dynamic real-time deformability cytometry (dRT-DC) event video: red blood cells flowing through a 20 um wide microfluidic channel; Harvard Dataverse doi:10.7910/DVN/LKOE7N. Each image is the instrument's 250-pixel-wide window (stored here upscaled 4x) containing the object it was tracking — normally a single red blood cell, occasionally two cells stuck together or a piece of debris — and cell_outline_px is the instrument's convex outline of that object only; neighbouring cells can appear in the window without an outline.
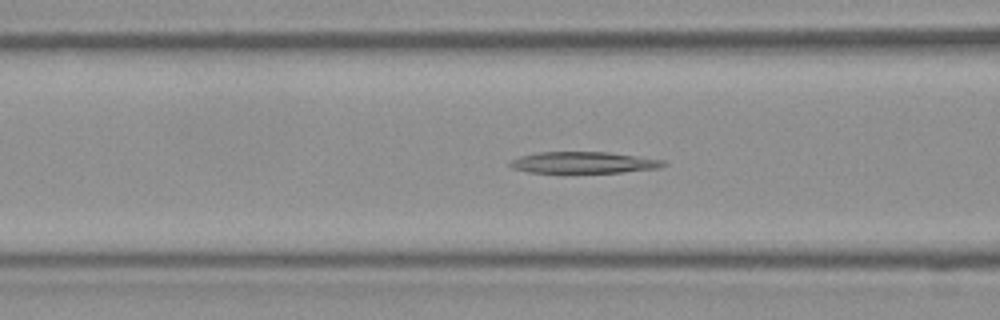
{"species": "Egyptian fruit bat (a non-hibernating species)", "species_latin": "Rousettus aegyptiacus", "temperature_condition": "room temperature", "stored_images_in_passage": 44, "camera_frame_rate_fps": 3000, "um_per_image_px": 0.085, "frame": {"image": 1, "passage_image": 17, "time_ms": 5.333, "image_size_px": [1000, 320], "cell_outline_px": [[668, 164], [660, 168], [620, 172], [528, 172], [512, 168], [508, 164], [512, 160], [520, 156], [536, 152], [608, 152], [664, 160]], "centroid_in_image_um": [49.61, 13.81], "position_along_channel_um": 117.0, "area_um2": 19.02}}
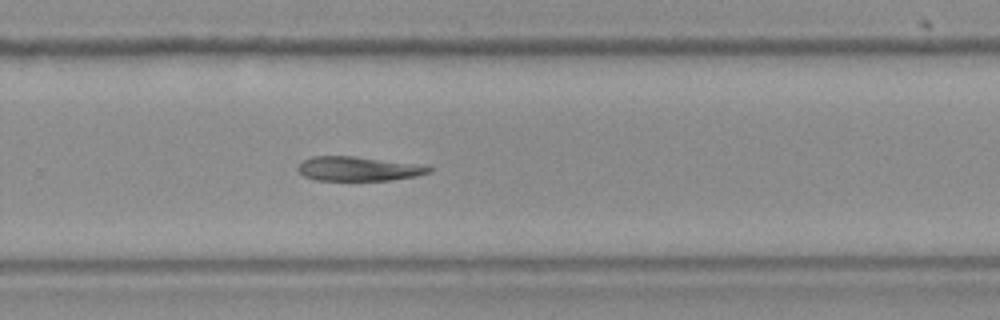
{"frame": {"image": 2, "passage_image": 29, "time_ms": 9.333, "image_size_px": [1000, 320], "cell_outline_px": [[432, 168], [428, 172], [416, 176], [392, 180], [316, 180], [304, 176], [296, 168], [304, 160], [312, 156], [356, 156], [428, 164]], "centroid_in_image_um": [30.53, 14.33], "position_along_channel_um": 299.3, "area_um2": 18.84}}
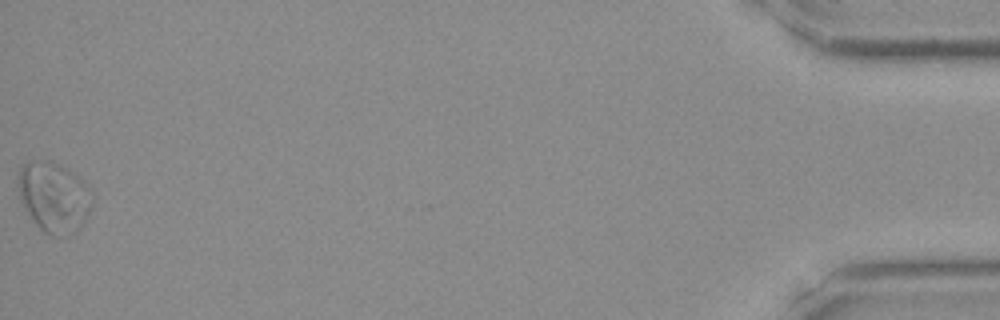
{"frame": {"image": 3, "passage_image": 44, "time_ms": 14.333, "image_size_px": [1000, 320], "cell_outline_px": [[92, 188], [88, 212], [80, 228], [76, 232], [68, 236], [52, 236], [44, 232], [32, 220], [20, 200], [16, 176], [20, 168], [28, 160], [52, 160], [68, 168], [84, 180]], "centroid_in_image_um": [4.56, 16.71], "position_along_channel_um": 430.6, "area_um2": 30.81}}